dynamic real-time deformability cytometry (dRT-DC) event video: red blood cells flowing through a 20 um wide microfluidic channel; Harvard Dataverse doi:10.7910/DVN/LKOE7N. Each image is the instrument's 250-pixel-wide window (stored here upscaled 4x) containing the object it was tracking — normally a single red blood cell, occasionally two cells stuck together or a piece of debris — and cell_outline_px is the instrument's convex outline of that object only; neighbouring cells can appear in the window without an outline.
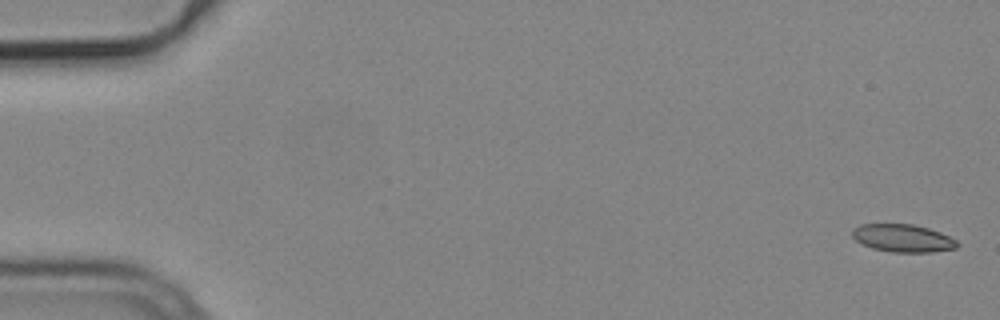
{"species": "common noctule bat (a hibernating species)", "species_latin": "Nyctalus noctula", "temperature_condition": "cold", "stored_images_in_passage": 55, "camera_frame_rate_fps": 3000, "um_per_image_px": 0.085, "animal": {"sex": "male", "body_mass_g": 19.2, "forearm_length_mm": 51.8}, "frame": {"image": 1, "passage_image": 2, "time_ms": 0.333, "image_size_px": [1000, 320], "cell_outline_px": [[960, 244], [956, 248], [932, 252], [892, 252], [872, 248], [856, 240], [852, 236], [852, 232], [860, 224], [912, 224], [928, 228], [940, 232], [956, 240]], "centroid_in_image_um": [76.77, 20.24], "position_along_channel_um": 8.2, "area_um2": 16.82}}
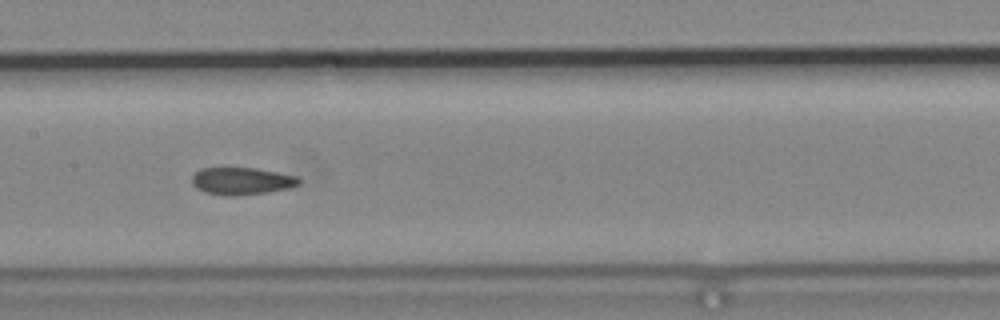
{"frame": {"image": 2, "passage_image": 28, "time_ms": 9.0, "image_size_px": [1000, 320], "cell_outline_px": [[300, 184], [292, 188], [268, 192], [236, 196], [228, 196], [204, 192], [196, 188], [192, 184], [192, 176], [200, 168], [256, 168], [296, 176], [300, 180]], "centroid_in_image_um": [20.54, 15.4], "position_along_channel_um": 186.9, "area_um2": 17.11}}
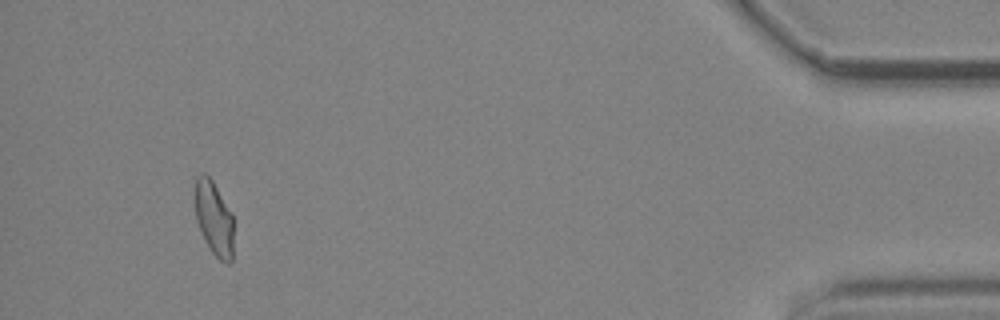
{"frame": {"image": 3, "passage_image": 52, "time_ms": 17.0, "image_size_px": [1000, 320], "cell_outline_px": [[232, 260], [228, 264], [220, 260], [212, 252], [196, 220], [196, 176], [204, 172], [212, 180], [232, 212]], "centroid_in_image_um": [18.2, 18.54], "position_along_channel_um": 417.0, "area_um2": 16.24}, "authors_computed_cell_mechanics": {"area_um2": 17.2822, "velocity_mm_per_s": 3.7683, "shape_relaxation_time_tau1_ms": null, "shape_relaxation_time_tau2_ms": 2.4693, "deformation_change_tau1": null, "deformation_change_tau2": 0.061}}